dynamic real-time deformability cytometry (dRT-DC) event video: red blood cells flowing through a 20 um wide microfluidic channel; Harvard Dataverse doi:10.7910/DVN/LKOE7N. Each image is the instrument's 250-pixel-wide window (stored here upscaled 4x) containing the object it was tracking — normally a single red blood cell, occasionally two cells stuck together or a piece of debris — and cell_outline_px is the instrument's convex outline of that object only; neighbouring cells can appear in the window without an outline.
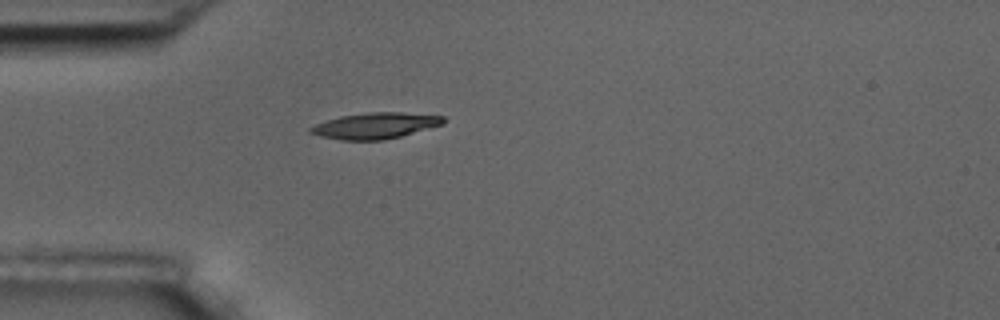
{"species": "common noctule bat (a hibernating species)", "species_latin": "Nyctalus noctula", "temperature_condition": "room temperature", "stored_images_in_passage": 1, "camera_frame_rate_fps": 3000, "um_per_image_px": 0.085, "animal": {"sex": "male", "body_mass_g": 17.5, "forearm_length_mm": 52.3}, "frame": {"image": 1, "passage_image": 1, "time_ms": 0.0, "image_size_px": [1000, 320], "cell_outline_px": [[444, 120], [440, 124], [400, 136], [384, 140], [340, 140], [320, 136], [308, 132], [308, 128], [316, 124], [340, 116], [368, 112], [400, 112], [444, 116]], "centroid_in_image_um": [31.82, 10.68], "position_along_channel_um": 53.2, "area_um2": 19.83}}